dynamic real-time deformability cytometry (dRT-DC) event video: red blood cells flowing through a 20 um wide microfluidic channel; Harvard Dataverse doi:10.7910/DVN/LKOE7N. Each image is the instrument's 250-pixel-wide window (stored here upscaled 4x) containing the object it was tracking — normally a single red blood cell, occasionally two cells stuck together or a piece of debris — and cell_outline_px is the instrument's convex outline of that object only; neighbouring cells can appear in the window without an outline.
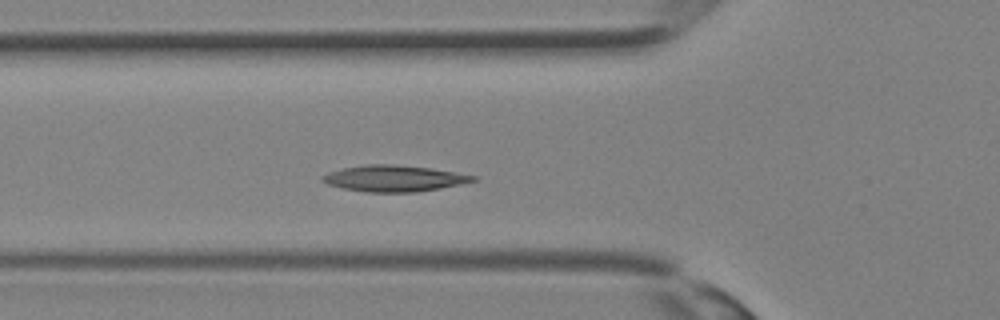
{"species": "Egyptian fruit bat (a non-hibernating species)", "species_latin": "Rousettus aegyptiacus", "temperature_condition": "room temperature", "stored_images_in_passage": 26, "camera_frame_rate_fps": 3000, "um_per_image_px": 0.085, "animal": {"sex": "female"}, "frame": {"image": 1, "passage_image": 7, "time_ms": 2.0, "image_size_px": [1000, 320], "cell_outline_px": [[476, 180], [440, 188], [416, 192], [368, 192], [344, 188], [328, 184], [320, 180], [320, 176], [328, 172], [344, 168], [368, 164], [392, 164], [428, 168], [476, 176]], "centroid_in_image_um": [33.42, 15.16], "position_along_channel_um": 92.4, "area_um2": 22.6}}
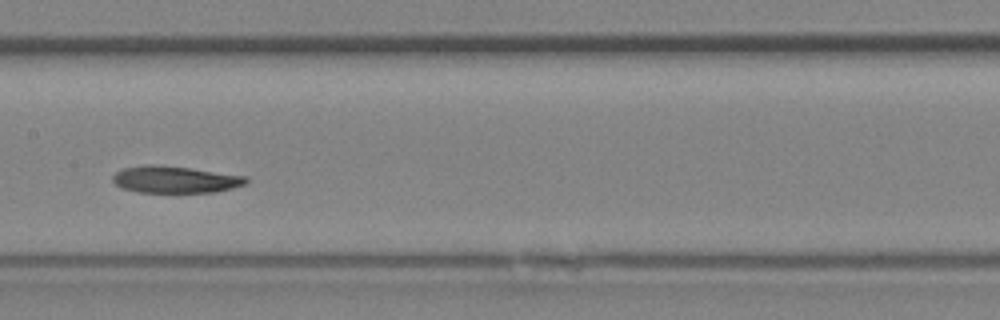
{"frame": {"image": 2, "passage_image": 12, "time_ms": 3.667, "image_size_px": [1000, 320], "cell_outline_px": [[248, 180], [244, 184], [232, 188], [216, 192], [140, 192], [120, 188], [112, 180], [112, 176], [120, 168], [148, 164], [152, 164], [188, 168], [248, 176]], "centroid_in_image_um": [14.84, 15.25], "position_along_channel_um": 192.6, "area_um2": 20.87}}
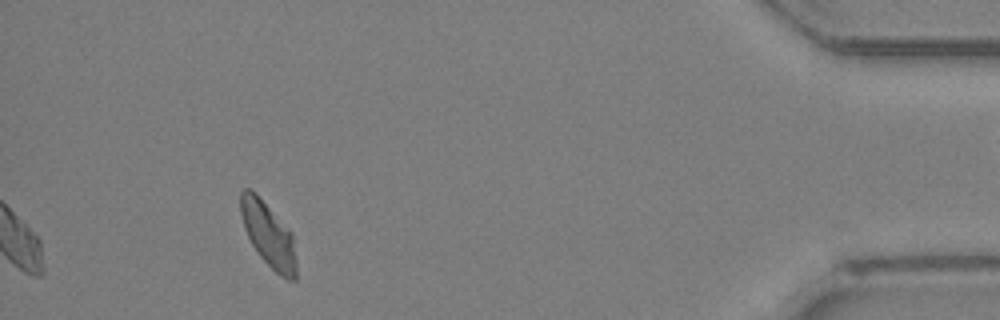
{"frame": {"image": 3, "passage_image": 26, "time_ms": 8.333, "image_size_px": [1000, 320], "cell_outline_px": [[296, 280], [288, 280], [280, 276], [260, 256], [252, 244], [244, 228], [240, 212], [240, 192], [244, 188], [252, 188], [256, 192], [292, 232], [296, 260]], "centroid_in_image_um": [22.81, 19.91], "position_along_channel_um": 412.4, "area_um2": 21.04}}